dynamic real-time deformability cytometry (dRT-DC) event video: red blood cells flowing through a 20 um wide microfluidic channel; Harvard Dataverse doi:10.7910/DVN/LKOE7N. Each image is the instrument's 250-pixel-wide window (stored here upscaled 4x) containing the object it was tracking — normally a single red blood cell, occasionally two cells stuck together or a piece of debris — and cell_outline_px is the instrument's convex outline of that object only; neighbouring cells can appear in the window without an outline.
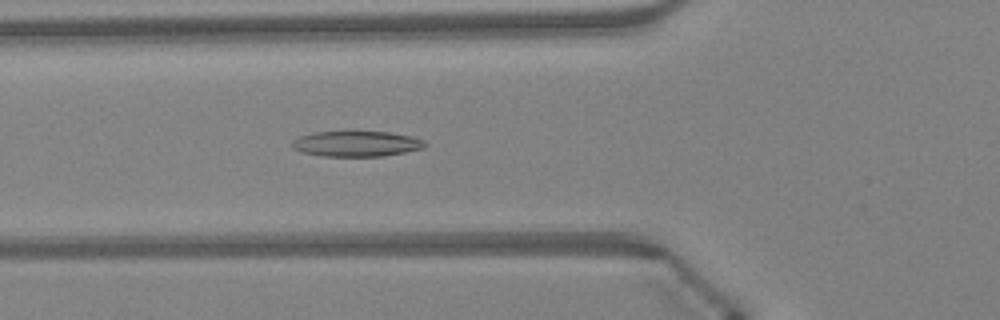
{"species": "Egyptian fruit bat (a non-hibernating species)", "species_latin": "Rousettus aegyptiacus", "temperature_condition": "warm", "stored_images_in_passage": 40, "camera_frame_rate_fps": 3000, "um_per_image_px": 0.085, "animal": {"sex": "female"}, "frame": {"image": 1, "passage_image": 10, "time_ms": 3.0, "image_size_px": [1000, 320], "cell_outline_px": [[428, 144], [424, 148], [384, 156], [320, 156], [304, 152], [292, 148], [292, 140], [300, 136], [312, 132], [352, 128], [392, 132], [412, 136], [424, 140]], "centroid_in_image_um": [30.3, 12.16], "position_along_channel_um": 95.5, "area_um2": 20.92}}
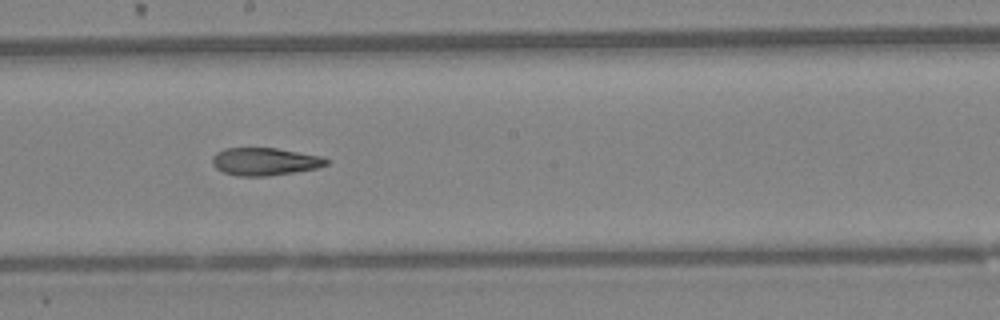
{"frame": {"image": 2, "passage_image": 19, "time_ms": 6.0, "image_size_px": [1000, 320], "cell_outline_px": [[328, 164], [316, 168], [268, 176], [236, 176], [224, 172], [216, 168], [212, 164], [212, 156], [216, 152], [224, 148], [276, 148], [320, 156], [328, 160]], "centroid_in_image_um": [22.45, 13.73], "position_along_channel_um": 225.7, "area_um2": 18.26}}
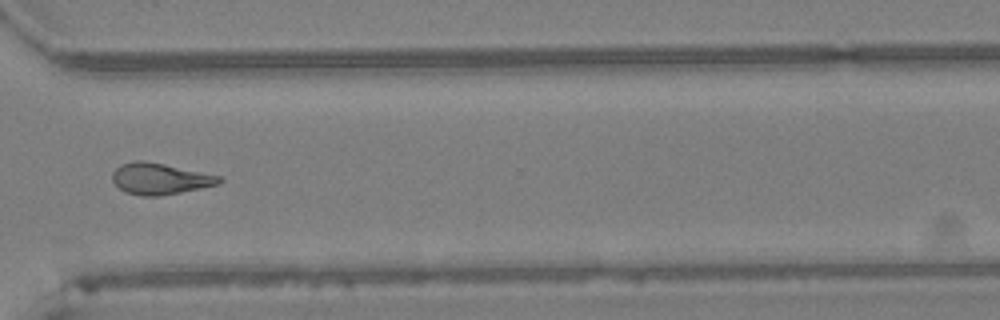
{"frame": {"image": 3, "passage_image": 28, "time_ms": 9.0, "image_size_px": [1000, 320], "cell_outline_px": [[224, 180], [220, 184], [160, 196], [140, 196], [124, 192], [112, 180], [112, 172], [120, 164], [136, 160], [144, 160], [164, 164], [220, 176]], "centroid_in_image_um": [13.57, 15.19], "position_along_channel_um": 357.0, "area_um2": 19.48}, "authors_computed_cell_mechanics": {"area_um2": 19.4786, "velocity_mm_per_s": 4.3622, "shape_relaxation_time_tau1_ms": null, "shape_relaxation_time_tau2_ms": 3.9951, "deformation_change_tau1": null, "deformation_change_tau2": 0.1342}}